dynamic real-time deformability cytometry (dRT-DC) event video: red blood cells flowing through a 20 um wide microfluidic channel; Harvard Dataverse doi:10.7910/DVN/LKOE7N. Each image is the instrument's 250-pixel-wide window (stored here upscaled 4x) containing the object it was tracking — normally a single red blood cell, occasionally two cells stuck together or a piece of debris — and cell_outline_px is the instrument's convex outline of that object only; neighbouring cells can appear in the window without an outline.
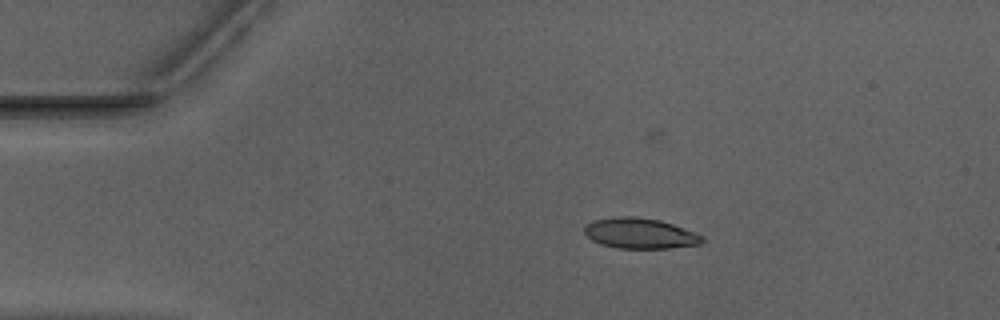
{"species": "Egyptian fruit bat (a non-hibernating species)", "species_latin": "Rousettus aegyptiacus", "temperature_condition": "warm", "stored_images_in_passage": 43, "camera_frame_rate_fps": 3000, "um_per_image_px": 0.085, "animal": {"sex": "male"}, "frame": {"image": 1, "passage_image": 1, "time_ms": 0.0, "image_size_px": [1000, 320], "cell_outline_px": [[704, 240], [700, 244], [668, 248], [616, 248], [600, 244], [592, 240], [584, 232], [584, 224], [592, 220], [616, 216], [632, 216], [660, 220], [696, 232], [704, 236]], "centroid_in_image_um": [54.38, 19.83], "position_along_channel_um": 30.6, "area_um2": 21.1}}
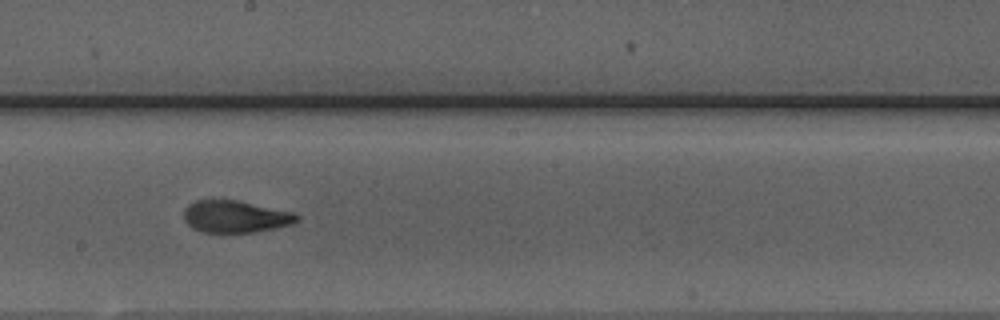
{"frame": {"image": 2, "passage_image": 20, "time_ms": 6.333, "image_size_px": [1000, 320], "cell_outline_px": [[300, 220], [292, 224], [252, 232], [200, 232], [192, 228], [184, 220], [184, 208], [188, 204], [196, 200], [240, 200], [292, 212], [300, 216]], "centroid_in_image_um": [19.99, 18.4], "position_along_channel_um": 228.2, "area_um2": 21.15}}
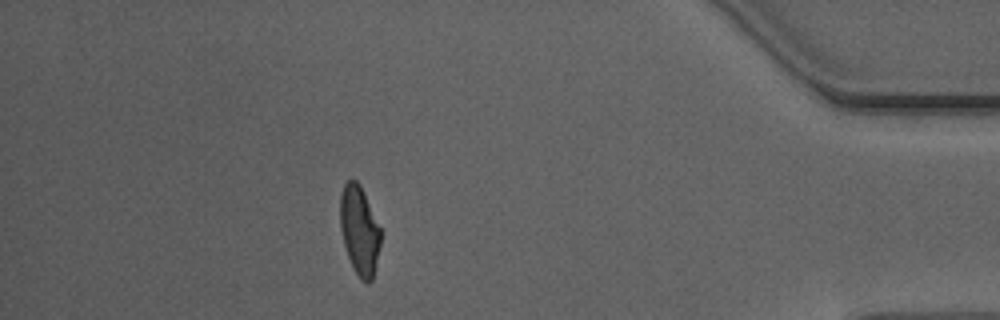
{"frame": {"image": 3, "passage_image": 37, "time_ms": 12.0, "image_size_px": [1000, 320], "cell_outline_px": [[380, 244], [372, 280], [368, 284], [360, 280], [352, 268], [344, 244], [340, 228], [340, 192], [344, 184], [348, 180], [356, 180], [360, 184], [364, 192], [380, 228]], "centroid_in_image_um": [30.53, 19.59], "position_along_channel_um": 404.7, "area_um2": 20.98}, "authors_computed_cell_mechanics": {"area_um2": 21.675, "velocity_mm_per_s": 3.9696, "shape_relaxation_time_tau1_ms": 6.4745, "shape_relaxation_time_tau2_ms": 1.5408, "deformation_change_tau1": 0.2102, "deformation_change_tau2": 0.0661}}